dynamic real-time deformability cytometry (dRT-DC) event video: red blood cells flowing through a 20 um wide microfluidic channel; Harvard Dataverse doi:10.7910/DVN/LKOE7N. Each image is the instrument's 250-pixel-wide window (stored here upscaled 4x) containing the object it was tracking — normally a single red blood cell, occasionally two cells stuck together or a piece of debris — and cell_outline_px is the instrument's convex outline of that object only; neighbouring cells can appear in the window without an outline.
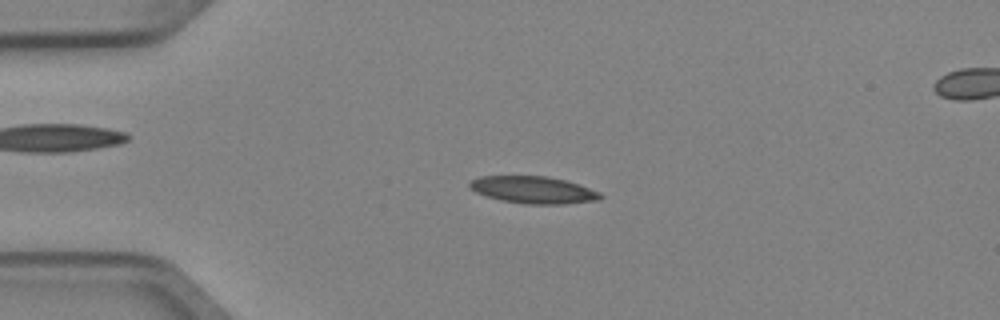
{"species": "Egyptian fruit bat (a non-hibernating species)", "species_latin": "Rousettus aegyptiacus", "temperature_condition": "cold", "stored_images_in_passage": 6, "camera_frame_rate_fps": 3000, "um_per_image_px": 0.085, "animal": {"sex": "female"}, "frame": {"image": 1, "passage_image": 3, "time_ms": 0.667, "image_size_px": [1000, 320], "cell_outline_px": [[604, 196], [600, 200], [564, 204], [524, 204], [500, 200], [476, 192], [468, 184], [472, 180], [480, 176], [548, 176], [568, 180], [580, 184], [600, 192]], "centroid_in_image_um": [45.4, 16.14], "position_along_channel_um": 39.6, "area_um2": 20.81}}
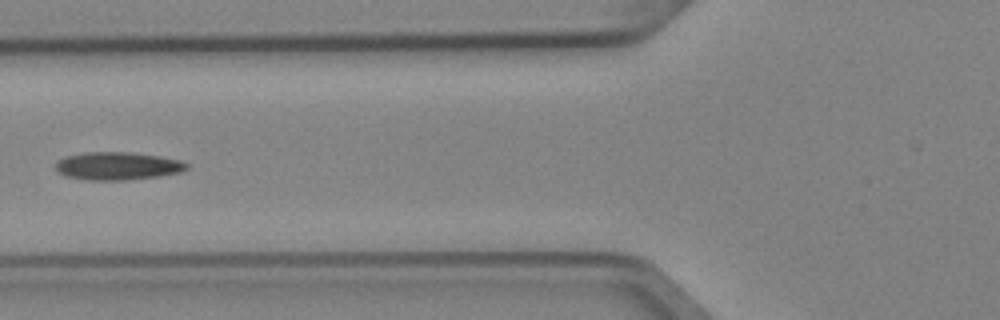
{"frame": {"image": 2, "passage_image": 5, "time_ms": 1.333, "image_size_px": [1000, 320], "cell_outline_px": [[188, 168], [180, 172], [160, 176], [124, 180], [88, 180], [68, 176], [60, 172], [56, 168], [56, 160], [64, 156], [88, 152], [132, 152], [160, 156], [180, 160], [188, 164]], "centroid_in_image_um": [10.01, 14.1], "position_along_channel_um": 115.8, "area_um2": 21.27}}
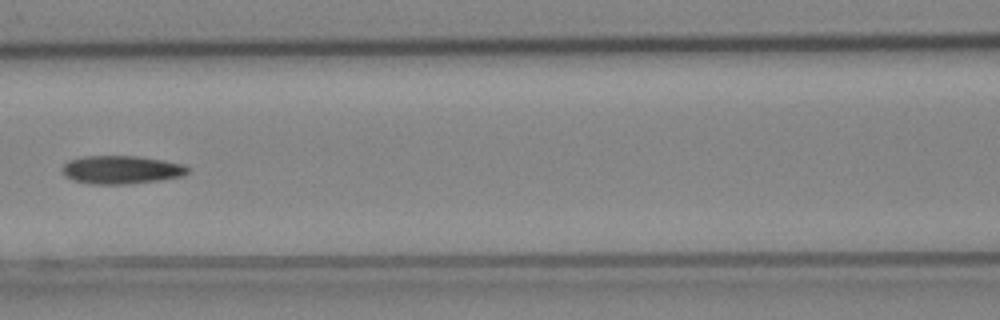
{"frame": {"image": 3, "passage_image": 6, "time_ms": 1.667, "image_size_px": [1000, 320], "cell_outline_px": [[188, 172], [180, 176], [156, 180], [124, 184], [92, 184], [72, 180], [64, 176], [60, 168], [68, 160], [84, 156], [136, 156], [164, 160], [184, 164], [188, 168]], "centroid_in_image_um": [10.24, 14.42], "position_along_channel_um": 156.4, "area_um2": 20.58}}